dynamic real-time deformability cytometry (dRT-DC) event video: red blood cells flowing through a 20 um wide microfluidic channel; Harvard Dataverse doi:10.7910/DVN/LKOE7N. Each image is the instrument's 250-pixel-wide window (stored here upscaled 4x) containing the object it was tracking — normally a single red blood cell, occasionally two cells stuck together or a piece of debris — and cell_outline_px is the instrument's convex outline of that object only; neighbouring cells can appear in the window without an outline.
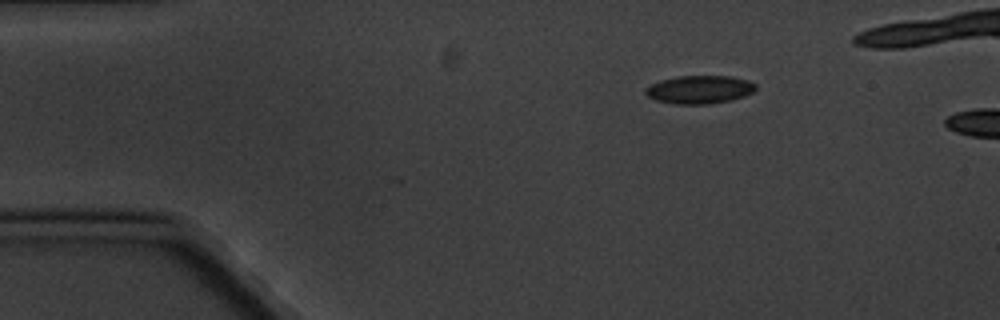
{"species": "common noctule bat (a hibernating species)", "species_latin": "Nyctalus noctula", "temperature_condition": "cold", "stored_images_in_passage": 2, "camera_frame_rate_fps": 3000, "um_per_image_px": 0.085, "animal": {"sex": "male", "body_mass_g": 20.1, "forearm_length_mm": 53.5}, "frame": {"image": 1, "passage_image": 1, "time_ms": 0.0, "image_size_px": [1000, 320], "cell_outline_px": [[756, 88], [752, 92], [744, 96], [732, 100], [708, 104], [676, 104], [656, 100], [648, 96], [644, 92], [644, 88], [660, 80], [676, 76], [728, 76], [748, 80], [756, 84]], "centroid_in_image_um": [59.45, 7.61], "position_along_channel_um": 25.6, "area_um2": 18.09}}